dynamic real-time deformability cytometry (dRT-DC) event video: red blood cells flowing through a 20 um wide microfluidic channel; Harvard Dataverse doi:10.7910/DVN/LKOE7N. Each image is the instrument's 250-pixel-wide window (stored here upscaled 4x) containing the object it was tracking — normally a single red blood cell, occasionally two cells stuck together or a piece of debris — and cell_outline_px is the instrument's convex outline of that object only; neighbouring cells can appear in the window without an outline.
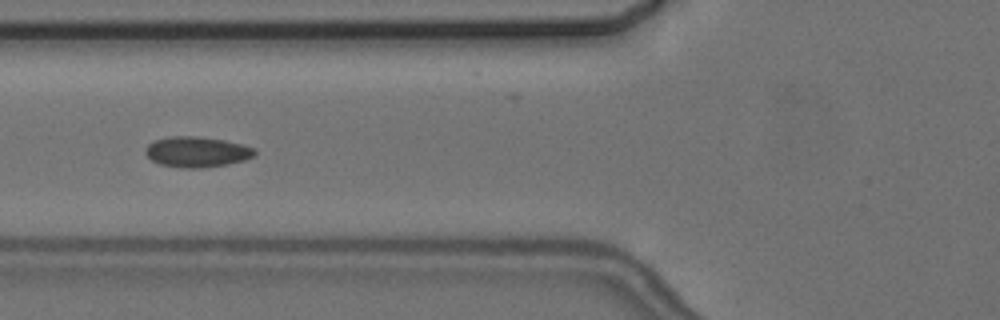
{"species": "common noctule bat (a hibernating species)", "species_latin": "Nyctalus noctula", "temperature_condition": "cold", "stored_images_in_passage": 9, "camera_frame_rate_fps": 3000, "um_per_image_px": 0.085, "animal": {"sex": "female", "body_mass_g": 24.6, "forearm_length_mm": 56.2}, "frame": {"image": 1, "passage_image": 6, "time_ms": 5.667, "image_size_px": [1000, 320], "cell_outline_px": [[256, 156], [244, 160], [228, 164], [200, 168], [180, 168], [160, 164], [152, 160], [144, 152], [144, 148], [148, 144], [156, 140], [172, 136], [196, 136], [224, 140], [244, 144], [256, 148]], "centroid_in_image_um": [16.77, 12.91], "position_along_channel_um": 109.0, "area_um2": 19.59}}
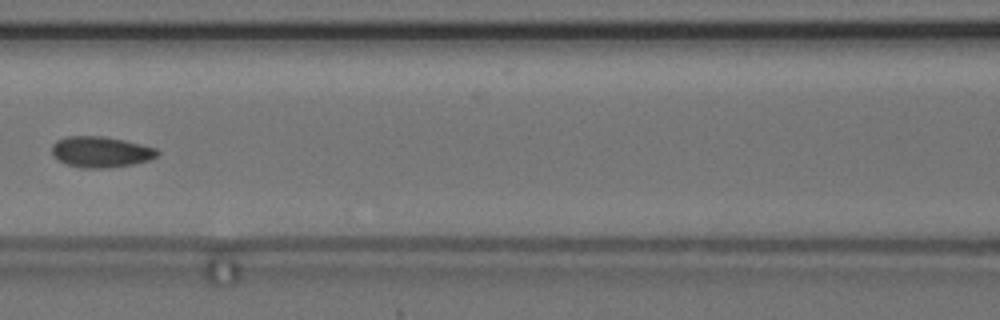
{"frame": {"image": 2, "passage_image": 7, "time_ms": 7.0, "image_size_px": [1000, 320], "cell_outline_px": [[160, 152], [156, 156], [148, 160], [132, 164], [108, 168], [80, 168], [68, 164], [60, 160], [52, 152], [52, 144], [56, 140], [68, 136], [104, 136], [124, 140], [156, 148]], "centroid_in_image_um": [8.57, 12.9], "position_along_channel_um": 158.0, "area_um2": 18.84}}